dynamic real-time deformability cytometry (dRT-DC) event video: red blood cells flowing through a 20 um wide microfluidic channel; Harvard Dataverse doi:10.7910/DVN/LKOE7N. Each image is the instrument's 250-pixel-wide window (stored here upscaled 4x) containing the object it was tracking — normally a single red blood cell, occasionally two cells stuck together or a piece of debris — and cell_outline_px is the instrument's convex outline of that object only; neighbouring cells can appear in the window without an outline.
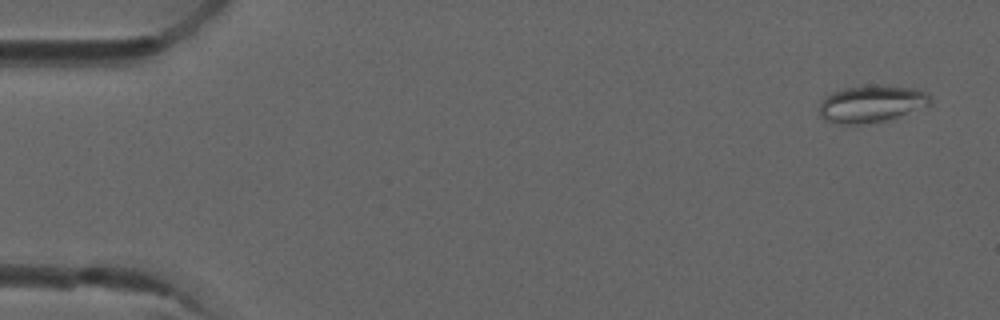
{"species": "common noctule bat (a hibernating species)", "species_latin": "Nyctalus noctula", "temperature_condition": "room temperature", "stored_images_in_passage": 4, "camera_frame_rate_fps": 3000, "um_per_image_px": 0.085, "animal": {"sex": "male", "forearm_length_mm": 52.5}, "frame": {"image": 1, "passage_image": 1, "time_ms": 0.0, "image_size_px": [1000, 320], "cell_outline_px": [[932, 104], [888, 120], [860, 124], [836, 124], [824, 120], [820, 116], [820, 104], [832, 92], [844, 88], [876, 84], [916, 88], [928, 92], [932, 100]], "centroid_in_image_um": [74.11, 8.82], "position_along_channel_um": 10.9, "area_um2": 24.16}}